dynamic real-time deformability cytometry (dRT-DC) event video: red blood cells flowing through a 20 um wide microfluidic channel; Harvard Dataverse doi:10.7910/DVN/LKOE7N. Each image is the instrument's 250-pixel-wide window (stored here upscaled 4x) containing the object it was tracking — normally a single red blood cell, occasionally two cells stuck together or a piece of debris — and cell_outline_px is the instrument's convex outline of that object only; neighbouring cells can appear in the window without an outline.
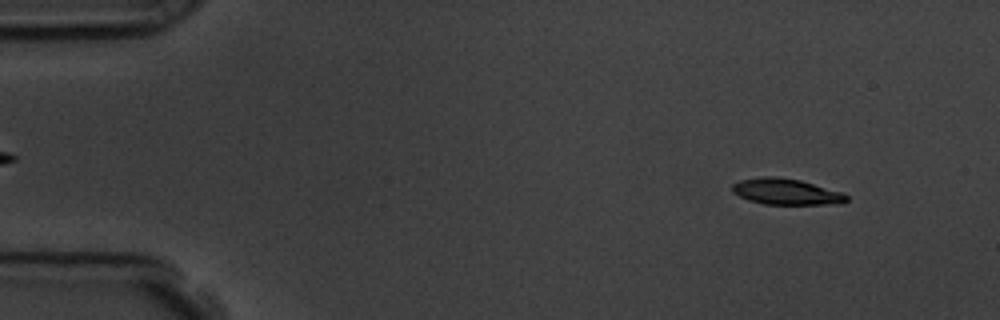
{"species": "common noctule bat (a hibernating species)", "species_latin": "Nyctalus noctula", "temperature_condition": "room temperature", "stored_images_in_passage": 52, "camera_frame_rate_fps": 3000, "um_per_image_px": 0.085, "animal": {"sex": "male", "body_mass_g": 19.5, "forearm_length_mm": 54.6}, "frame": {"image": 1, "passage_image": 1, "time_ms": 0.0, "image_size_px": [1000, 320], "cell_outline_px": [[848, 200], [844, 204], [764, 204], [748, 200], [732, 192], [732, 184], [740, 180], [764, 176], [776, 176], [800, 180], [844, 192], [848, 196]], "centroid_in_image_um": [66.86, 16.29], "position_along_channel_um": 18.1, "area_um2": 17.51}}
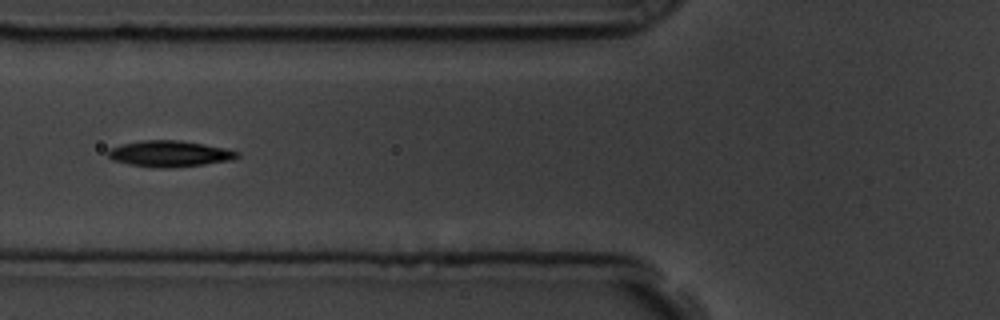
{"frame": {"image": 2, "passage_image": 17, "time_ms": 5.333, "image_size_px": [1000, 320], "cell_outline_px": [[240, 156], [232, 160], [204, 164], [168, 168], [152, 168], [128, 164], [112, 160], [108, 156], [108, 148], [120, 144], [140, 140], [180, 140], [204, 144], [224, 148], [240, 152]], "centroid_in_image_um": [14.38, 13.06], "position_along_channel_um": 111.4, "area_um2": 19.88}}
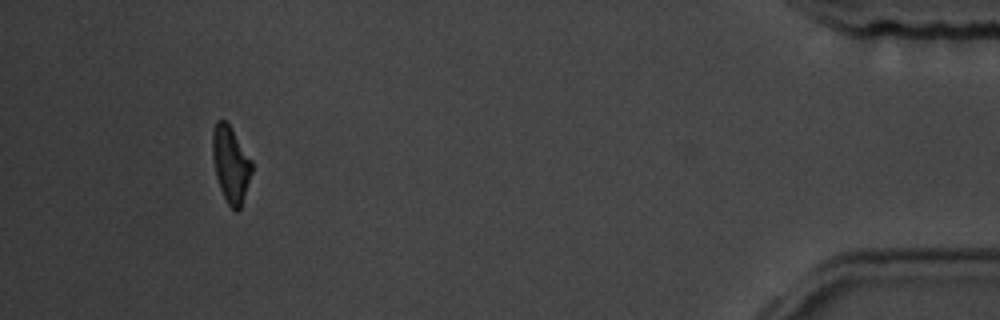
{"frame": {"image": 3, "passage_image": 48, "time_ms": 15.667, "image_size_px": [1000, 320], "cell_outline_px": [[252, 172], [240, 208], [236, 212], [228, 204], [220, 188], [216, 176], [212, 156], [212, 132], [216, 120], [224, 120], [232, 128], [252, 160]], "centroid_in_image_um": [19.6, 13.93], "position_along_channel_um": 415.6, "area_um2": 17.4}, "authors_computed_cell_mechanics": {"area_um2": 18.7272, "velocity_mm_per_s": 3.6026, "shape_relaxation_time_tau1_ms": 2.3851, "shape_relaxation_time_tau2_ms": 3.2422, "deformation_change_tau1": 0.1868, "deformation_change_tau2": 0.1042}}